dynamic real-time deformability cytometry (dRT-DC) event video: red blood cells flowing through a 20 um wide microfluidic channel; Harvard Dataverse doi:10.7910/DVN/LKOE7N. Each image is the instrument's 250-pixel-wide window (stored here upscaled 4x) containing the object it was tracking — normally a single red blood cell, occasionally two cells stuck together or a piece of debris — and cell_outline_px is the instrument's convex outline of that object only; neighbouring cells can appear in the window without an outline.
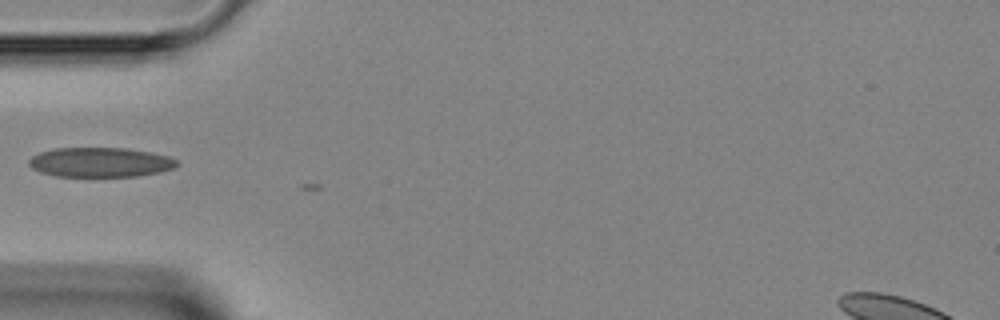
{"species": "Egyptian fruit bat (a non-hibernating species)", "species_latin": "Rousettus aegyptiacus", "temperature_condition": "room temperature", "stored_images_in_passage": 3, "camera_frame_rate_fps": 3000, "um_per_image_px": 0.085, "animal": {"sex": "female"}, "frame": {"image": 1, "passage_image": 1, "time_ms": 0.0, "image_size_px": [1000, 320], "cell_outline_px": [[180, 164], [176, 168], [160, 172], [140, 176], [56, 176], [40, 172], [32, 168], [28, 164], [28, 160], [32, 156], [40, 152], [52, 148], [124, 148], [152, 152], [168, 156], [176, 160]], "centroid_in_image_um": [8.54, 13.79], "position_along_channel_um": 76.5, "area_um2": 25.72}}